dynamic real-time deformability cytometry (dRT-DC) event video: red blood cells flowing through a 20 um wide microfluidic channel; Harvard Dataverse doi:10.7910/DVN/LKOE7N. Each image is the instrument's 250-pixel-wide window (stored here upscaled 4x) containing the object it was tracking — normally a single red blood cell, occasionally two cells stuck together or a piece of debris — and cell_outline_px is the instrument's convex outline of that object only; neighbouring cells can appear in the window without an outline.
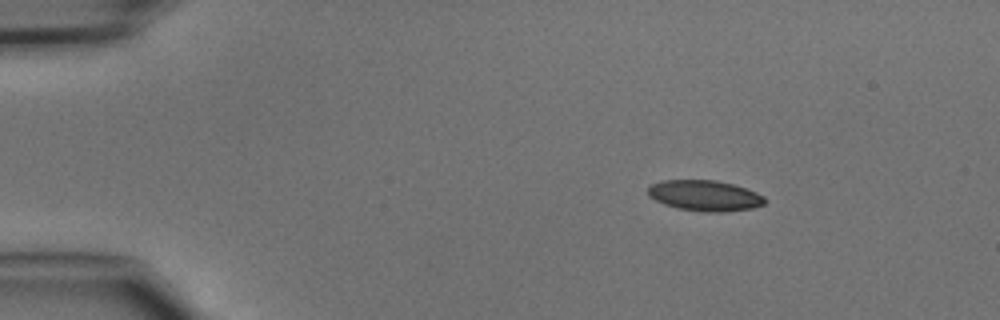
{"species": "common noctule bat (a hibernating species)", "species_latin": "Nyctalus noctula", "temperature_condition": "cold", "stored_images_in_passage": 6, "camera_frame_rate_fps": 3000, "um_per_image_px": 0.085, "animal": {"sex": "male", "body_mass_g": 15.6}, "frame": {"image": 1, "passage_image": 1, "time_ms": 0.0, "image_size_px": [1000, 320], "cell_outline_px": [[764, 204], [752, 208], [724, 212], [704, 212], [680, 208], [664, 204], [648, 196], [648, 184], [660, 180], [716, 180], [732, 184], [756, 192], [764, 196]], "centroid_in_image_um": [59.86, 16.62], "position_along_channel_um": 25.1, "area_um2": 20.87}}